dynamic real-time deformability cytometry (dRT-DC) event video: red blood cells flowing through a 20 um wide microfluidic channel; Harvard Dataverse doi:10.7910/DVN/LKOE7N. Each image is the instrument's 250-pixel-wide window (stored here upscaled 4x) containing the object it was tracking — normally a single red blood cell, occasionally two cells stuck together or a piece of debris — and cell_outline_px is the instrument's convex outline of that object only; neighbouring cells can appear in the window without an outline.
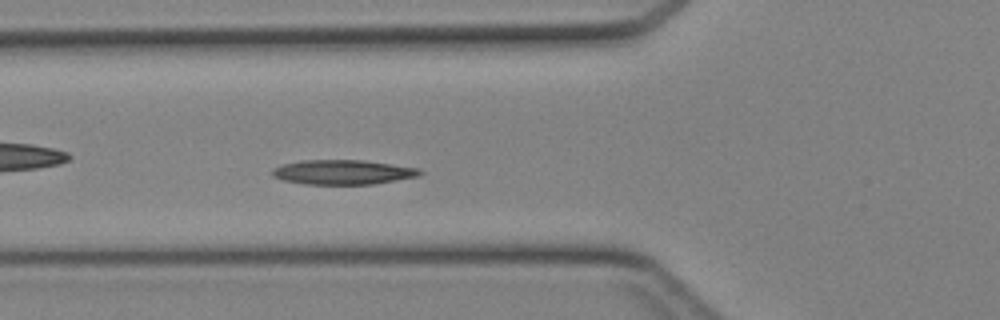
{"species": "Egyptian fruit bat (a non-hibernating species)", "species_latin": "Rousettus aegyptiacus", "temperature_condition": "cold", "stored_images_in_passage": 37, "camera_frame_rate_fps": 3000, "um_per_image_px": 0.085, "animal": {"sex": "female"}, "frame": {"image": 1, "passage_image": 9, "time_ms": 2.667, "image_size_px": [1000, 320], "cell_outline_px": [[424, 172], [416, 176], [376, 184], [304, 184], [284, 180], [272, 176], [272, 168], [284, 164], [300, 160], [364, 160], [420, 168]], "centroid_in_image_um": [29.14, 14.63], "position_along_channel_um": 96.7, "area_um2": 21.15}}
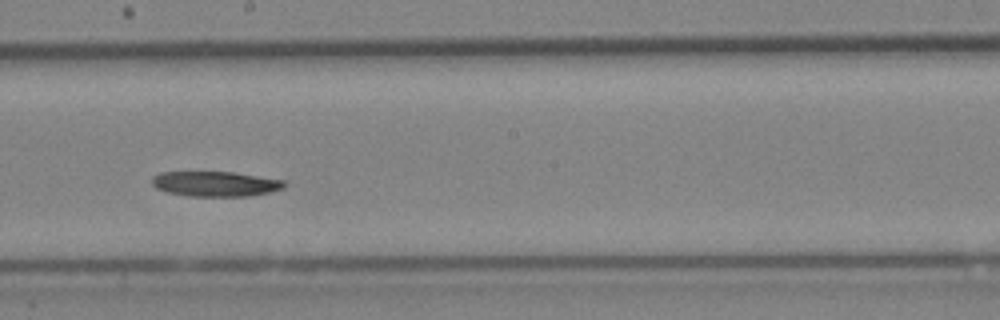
{"frame": {"image": 2, "passage_image": 18, "time_ms": 5.667, "image_size_px": [1000, 320], "cell_outline_px": [[288, 184], [284, 188], [268, 192], [248, 196], [188, 196], [168, 192], [156, 188], [152, 184], [152, 176], [160, 172], [232, 172], [284, 180]], "centroid_in_image_um": [18.31, 15.62], "position_along_channel_um": 229.9, "area_um2": 19.31}}
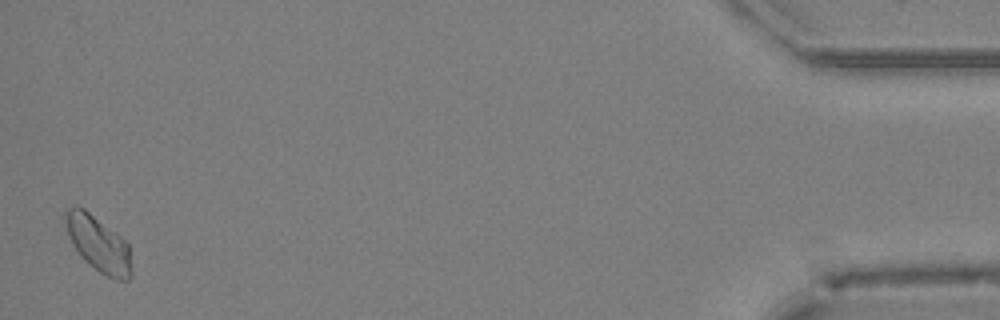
{"frame": {"image": 3, "passage_image": 37, "time_ms": 12.0, "image_size_px": [1000, 320], "cell_outline_px": [[132, 276], [128, 280], [116, 280], [100, 272], [88, 264], [80, 256], [72, 244], [68, 236], [64, 220], [64, 212], [68, 208], [84, 208], [120, 236], [128, 244], [132, 268]], "centroid_in_image_um": [8.36, 20.76], "position_along_channel_um": 426.8, "area_um2": 21.33}}